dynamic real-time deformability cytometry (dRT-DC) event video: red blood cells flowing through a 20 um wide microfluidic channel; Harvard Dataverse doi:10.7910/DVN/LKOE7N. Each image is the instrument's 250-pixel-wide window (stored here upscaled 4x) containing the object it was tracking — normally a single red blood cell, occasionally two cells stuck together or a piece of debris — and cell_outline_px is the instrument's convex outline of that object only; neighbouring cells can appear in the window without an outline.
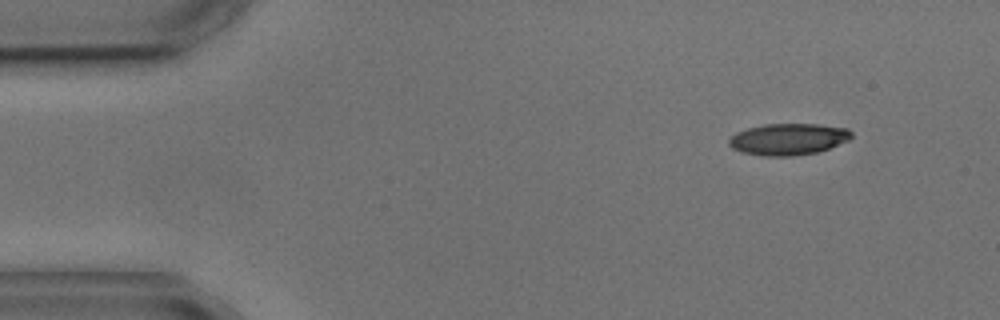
{"species": "common noctule bat (a hibernating species)", "species_latin": "Nyctalus noctula", "temperature_condition": "cold", "stored_images_in_passage": 4, "camera_frame_rate_fps": 3000, "um_per_image_px": 0.085, "animal": {"sex": "male", "body_mass_g": 17.9, "forearm_length_mm": 54.2}, "frame": {"image": 1, "passage_image": 1, "time_ms": 0.0, "image_size_px": [1000, 320], "cell_outline_px": [[852, 136], [848, 140], [828, 148], [816, 152], [792, 156], [764, 156], [744, 152], [732, 148], [728, 144], [728, 140], [736, 132], [748, 128], [764, 124], [816, 124], [848, 128], [852, 132]], "centroid_in_image_um": [66.99, 11.82], "position_along_channel_um": 18.0, "area_um2": 22.37}}